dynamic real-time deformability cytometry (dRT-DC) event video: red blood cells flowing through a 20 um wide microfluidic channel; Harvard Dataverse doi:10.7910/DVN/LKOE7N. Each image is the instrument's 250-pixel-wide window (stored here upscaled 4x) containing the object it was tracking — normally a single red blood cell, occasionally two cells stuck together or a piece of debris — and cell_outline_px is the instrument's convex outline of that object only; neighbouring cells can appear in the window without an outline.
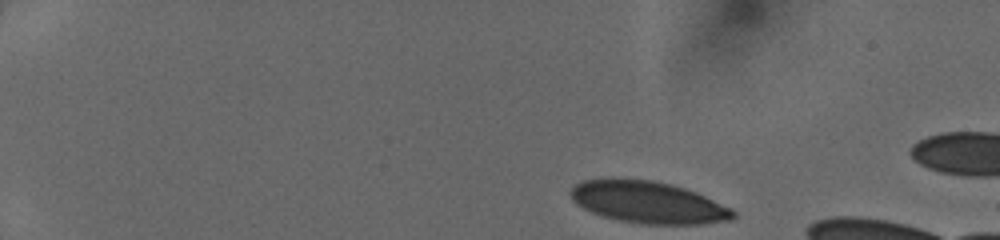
{"species": "human", "species_latin": "Homo sapiens", "temperature_condition": "cold", "stored_images_in_passage": 38, "camera_frame_rate_fps": 3000, "um_per_image_px": 0.085, "donor": {"sex": "female"}, "frame": {"image": 1, "passage_image": 1, "time_ms": 0.0, "image_size_px": [1000, 240], "cell_outline_px": [[736, 216], [732, 220], [700, 224], [640, 224], [620, 220], [604, 216], [592, 212], [576, 204], [572, 200], [568, 192], [576, 184], [584, 180], [604, 176], [612, 176], [652, 180], [672, 184], [696, 192], [732, 208], [736, 212]], "centroid_in_image_um": [55.06, 17.16], "position_along_channel_um": 29.9, "area_um2": 40.4}}
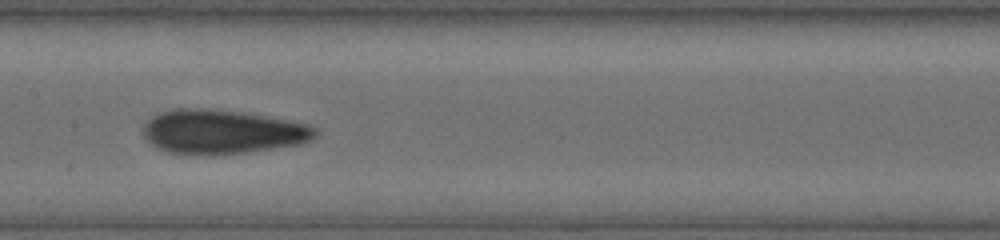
{"frame": {"image": 2, "passage_image": 20, "time_ms": 6.333, "image_size_px": [1000, 240], "cell_outline_px": [[316, 136], [312, 140], [304, 144], [248, 152], [168, 152], [156, 148], [148, 144], [144, 140], [140, 128], [152, 116], [160, 112], [176, 108], [208, 108], [240, 112], [264, 116], [308, 124], [316, 128]], "centroid_in_image_um": [18.85, 11.17], "position_along_channel_um": 188.5, "area_um2": 43.87}}
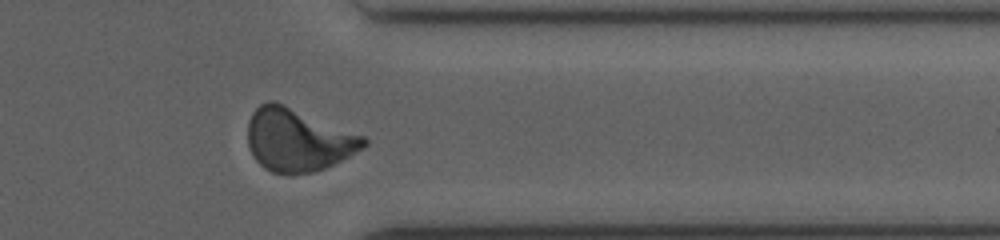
{"frame": {"image": 3, "passage_image": 34, "time_ms": 11.0, "image_size_px": [1000, 240], "cell_outline_px": [[368, 144], [364, 148], [324, 168], [312, 172], [292, 176], [272, 172], [264, 168], [256, 160], [248, 144], [248, 120], [252, 112], [260, 104], [268, 100], [276, 100], [364, 136], [368, 140]], "centroid_in_image_um": [25.31, 11.88], "position_along_channel_um": 386.1, "area_um2": 42.71}}